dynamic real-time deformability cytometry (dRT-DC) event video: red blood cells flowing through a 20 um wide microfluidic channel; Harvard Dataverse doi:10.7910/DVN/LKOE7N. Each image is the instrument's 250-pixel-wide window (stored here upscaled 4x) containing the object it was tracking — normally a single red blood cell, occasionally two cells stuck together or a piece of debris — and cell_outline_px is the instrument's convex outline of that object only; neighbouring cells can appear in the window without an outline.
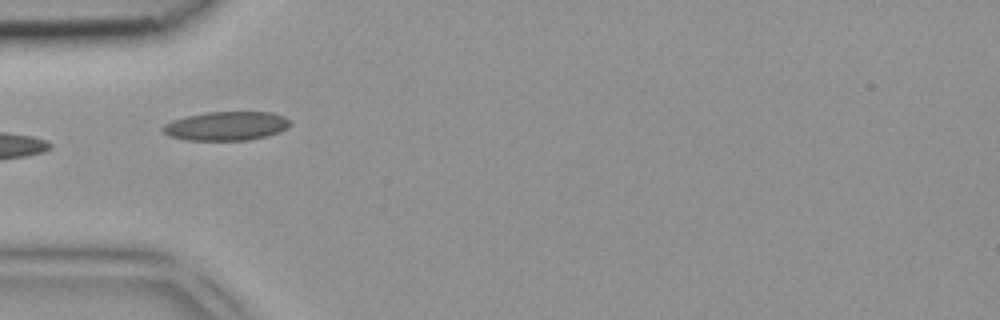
{"species": "common noctule bat (a hibernating species)", "species_latin": "Nyctalus noctula", "temperature_condition": "room temperature", "stored_images_in_passage": 7, "camera_frame_rate_fps": 3000, "um_per_image_px": 0.085, "animal": {"sex": "female", "body_mass_g": 18.4}, "frame": {"image": 1, "passage_image": 5, "time_ms": 1.333, "image_size_px": [1000, 320], "cell_outline_px": [[292, 124], [288, 128], [280, 132], [268, 136], [248, 140], [188, 140], [172, 136], [164, 132], [160, 128], [164, 124], [172, 120], [184, 116], [208, 112], [272, 112], [284, 116]], "centroid_in_image_um": [19.26, 10.7], "position_along_channel_um": 65.7, "area_um2": 21.56}}